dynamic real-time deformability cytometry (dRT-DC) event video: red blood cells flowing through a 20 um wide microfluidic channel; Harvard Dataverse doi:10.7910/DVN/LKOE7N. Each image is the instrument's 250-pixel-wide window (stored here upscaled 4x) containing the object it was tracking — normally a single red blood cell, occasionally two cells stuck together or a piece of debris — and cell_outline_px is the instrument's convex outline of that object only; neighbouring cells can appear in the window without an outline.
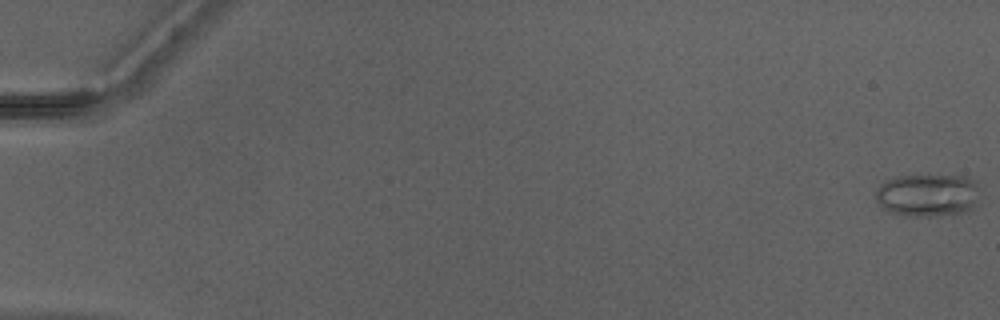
{"species": "Egyptian fruit bat (a non-hibernating species)", "species_latin": "Rousettus aegyptiacus", "temperature_condition": "warm", "stored_images_in_passage": 50, "camera_frame_rate_fps": 3000, "um_per_image_px": 0.085, "animal": {"sex": "male"}, "frame": {"image": 1, "passage_image": 1, "time_ms": 0.0, "image_size_px": [1000, 320], "cell_outline_px": [[980, 204], [964, 212], [928, 216], [908, 216], [892, 212], [884, 208], [876, 200], [876, 188], [880, 184], [888, 180], [900, 176], [928, 172], [964, 176], [976, 180]], "centroid_in_image_um": [78.91, 16.53], "position_along_channel_um": 6.1, "area_um2": 26.82}}
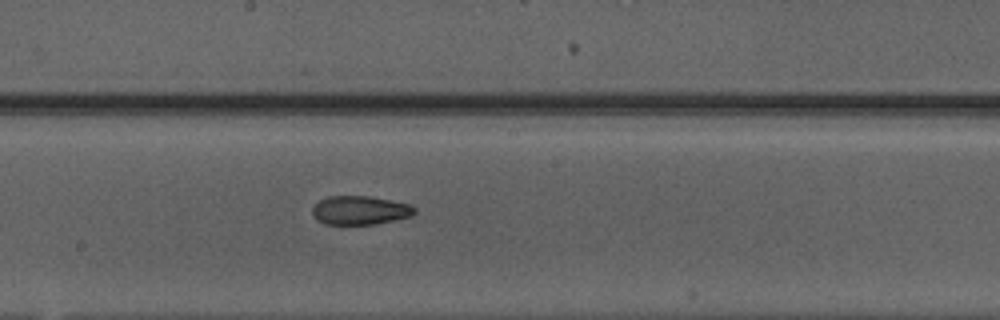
{"frame": {"image": 2, "passage_image": 29, "time_ms": 9.333, "image_size_px": [1000, 320], "cell_outline_px": [[416, 212], [412, 216], [372, 224], [324, 224], [312, 212], [312, 208], [320, 200], [328, 196], [368, 196], [408, 204], [416, 208]], "centroid_in_image_um": [30.61, 17.87], "position_along_channel_um": 217.6, "area_um2": 16.76}}
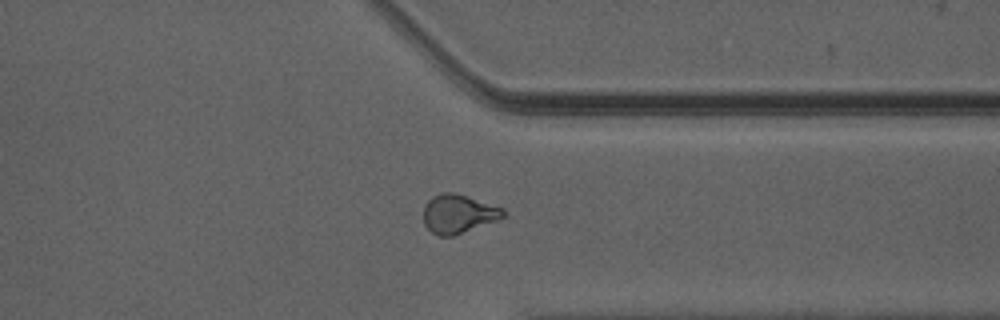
{"frame": {"image": 3, "passage_image": 40, "time_ms": 13.0, "image_size_px": [1000, 320], "cell_outline_px": [[504, 216], [496, 220], [452, 236], [440, 236], [432, 232], [424, 224], [424, 204], [432, 196], [440, 192], [452, 192], [504, 208]], "centroid_in_image_um": [38.92, 18.16], "position_along_channel_um": 372.5, "area_um2": 17.69}, "authors_computed_cell_mechanics": {"area_um2": 18.1781, "velocity_mm_per_s": 4.2383, "shape_relaxation_time_tau1_ms": null, "shape_relaxation_time_tau2_ms": 2.1626, "deformation_change_tau1": null, "deformation_change_tau2": 0.0835}}